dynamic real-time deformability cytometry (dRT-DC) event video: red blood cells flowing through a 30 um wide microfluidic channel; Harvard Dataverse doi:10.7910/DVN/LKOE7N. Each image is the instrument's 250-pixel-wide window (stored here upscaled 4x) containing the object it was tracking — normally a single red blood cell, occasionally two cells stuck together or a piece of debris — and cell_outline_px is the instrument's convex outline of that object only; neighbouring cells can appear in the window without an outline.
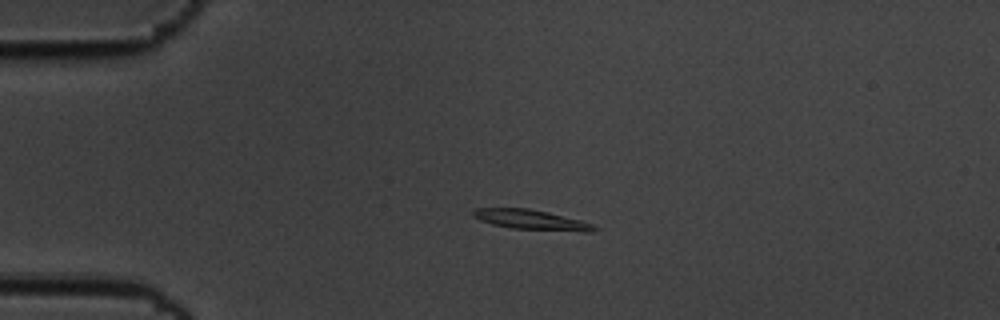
{"species": "common noctule bat (a hibernating species)", "species_latin": "Nyctalus noctula", "temperature_condition": "cold", "stored_images_in_passage": 47, "camera_frame_rate_fps": 3000, "um_per_image_px": 0.085, "animal": {"sex": "male", "body_mass_g": 19.5, "forearm_length_mm": 54.6}, "frame": {"image": 1, "passage_image": 3, "time_ms": 0.667, "image_size_px": [1000, 320], "cell_outline_px": [[600, 228], [592, 232], [580, 232], [512, 228], [492, 224], [480, 220], [472, 216], [472, 212], [476, 208], [528, 208], [548, 212], [580, 220], [592, 224]], "centroid_in_image_um": [45.19, 18.69], "position_along_channel_um": 39.8, "area_um2": 14.1}}
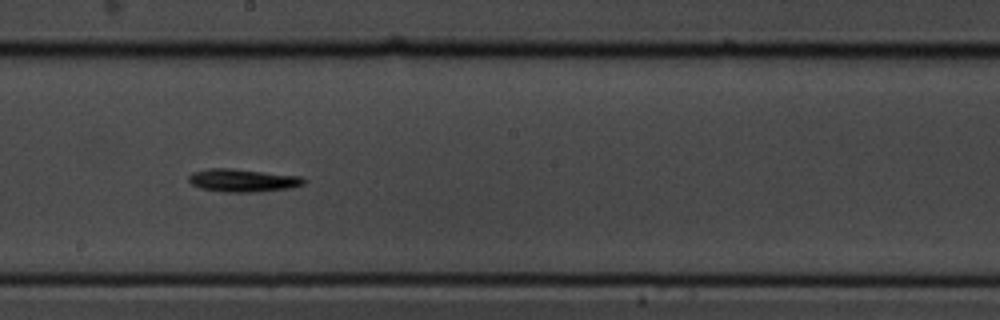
{"frame": {"image": 2, "passage_image": 22, "time_ms": 7.0, "image_size_px": [1000, 320], "cell_outline_px": [[308, 180], [304, 184], [292, 188], [260, 192], [228, 192], [200, 188], [192, 184], [188, 180], [188, 176], [192, 172], [208, 168], [228, 168], [300, 176]], "centroid_in_image_um": [20.66, 15.34], "position_along_channel_um": 227.5, "area_um2": 15.43}}
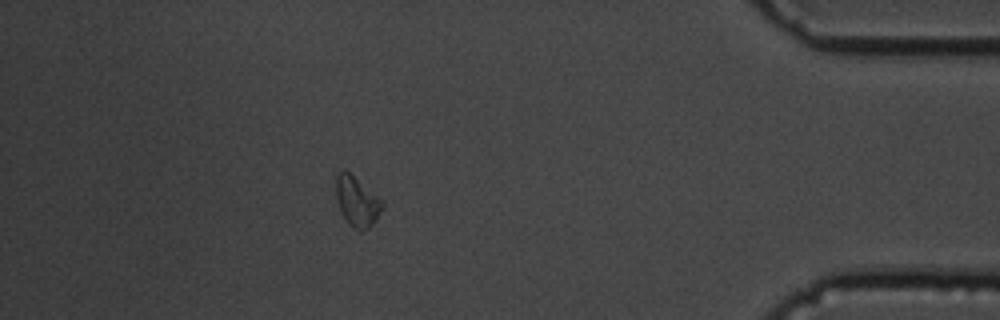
{"frame": {"image": 3, "passage_image": 41, "time_ms": 13.333, "image_size_px": [1000, 320], "cell_outline_px": [[384, 204], [376, 220], [368, 228], [360, 232], [352, 228], [348, 224], [340, 212], [336, 200], [336, 176], [344, 168], [384, 200]], "centroid_in_image_um": [30.34, 17.13], "position_along_channel_um": 404.9, "area_um2": 13.76}, "authors_computed_cell_mechanics": {"area_um2": 13.8142, "velocity_mm_per_s": 3.4554, "shape_relaxation_time_tau1_ms": 1.888, "shape_relaxation_time_tau2_ms": 3.9574, "deformation_change_tau1": 0.1123, "deformation_change_tau2": 0.0817}}